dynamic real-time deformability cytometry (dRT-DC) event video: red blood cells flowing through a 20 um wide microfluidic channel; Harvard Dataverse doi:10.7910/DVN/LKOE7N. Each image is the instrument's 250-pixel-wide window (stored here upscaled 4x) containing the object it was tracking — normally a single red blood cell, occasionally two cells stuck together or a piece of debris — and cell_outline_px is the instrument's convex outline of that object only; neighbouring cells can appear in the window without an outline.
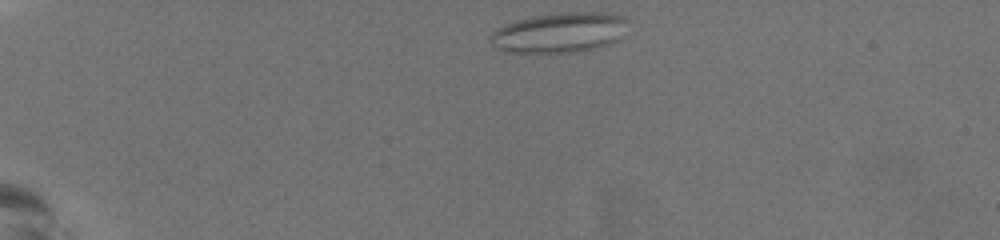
{"species": "common noctule bat (a hibernating species)", "species_latin": "Nyctalus noctula", "temperature_condition": "warm", "stored_images_in_passage": 37, "camera_frame_rate_fps": 3000, "um_per_image_px": 0.085, "animal": {"sex": "female", "body_mass_g": 19.5, "forearm_length_mm": 54.1}, "frame": {"image": 1, "passage_image": 1, "time_ms": 0.0, "image_size_px": [1000, 240], "cell_outline_px": [[628, 20], [620, 40], [612, 44], [572, 52], [504, 52], [492, 48], [488, 40], [488, 36], [492, 32], [504, 24], [516, 20], [532, 16], [572, 12], [600, 12], [624, 16]], "centroid_in_image_um": [47.51, 2.78], "position_along_channel_um": 37.5, "area_um2": 32.37}}
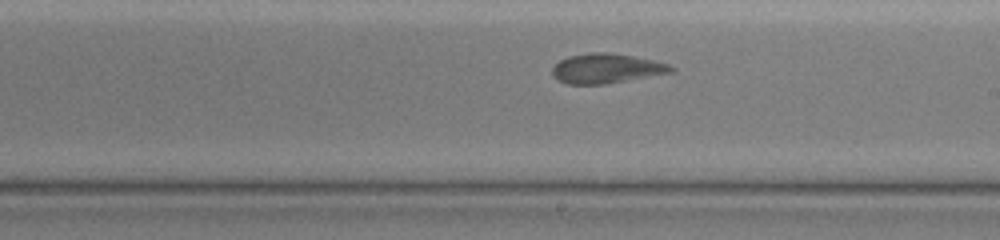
{"frame": {"image": 2, "passage_image": 23, "time_ms": 7.333, "image_size_px": [1000, 240], "cell_outline_px": [[676, 68], [672, 72], [604, 84], [568, 84], [556, 80], [552, 76], [552, 68], [560, 60], [568, 56], [596, 52], [608, 52], [632, 56], [652, 60], [668, 64]], "centroid_in_image_um": [51.5, 5.82], "position_along_channel_um": 237.5, "area_um2": 20.35}}
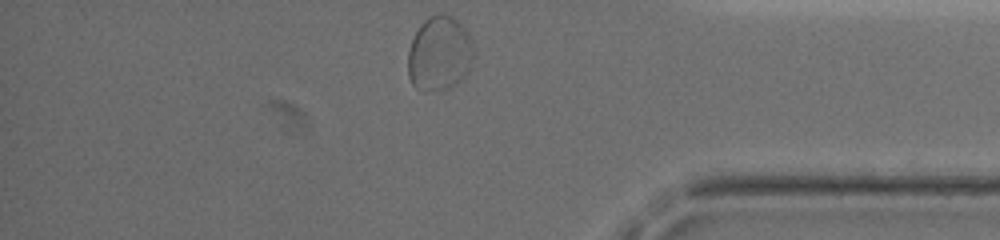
{"frame": {"image": 3, "passage_image": 37, "time_ms": 12.0, "image_size_px": [1000, 240], "cell_outline_px": [[472, 60], [468, 72], [464, 76], [448, 88], [416, 88], [412, 84], [408, 76], [408, 52], [412, 40], [420, 24], [428, 16], [440, 12], [456, 20], [468, 32], [472, 48]], "centroid_in_image_um": [37.33, 4.51], "position_along_channel_um": 397.9, "area_um2": 27.86}, "authors_computed_cell_mechanics": {"area_um2": 20.519, "velocity_mm_per_s": 3.7605, "shape_relaxation_time_tau1_ms": null, "shape_relaxation_time_tau2_ms": 1.7973, "deformation_change_tau1": null, "deformation_change_tau2": 0.0744}}